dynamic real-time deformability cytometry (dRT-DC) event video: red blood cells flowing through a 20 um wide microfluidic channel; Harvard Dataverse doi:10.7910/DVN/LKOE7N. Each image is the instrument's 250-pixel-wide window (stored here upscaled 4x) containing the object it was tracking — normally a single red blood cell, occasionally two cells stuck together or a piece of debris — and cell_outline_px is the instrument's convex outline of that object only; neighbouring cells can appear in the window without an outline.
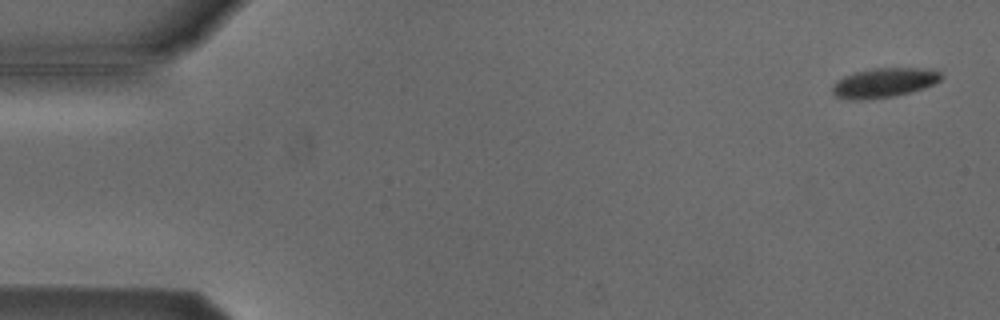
{"species": "Egyptian fruit bat (a non-hibernating species)", "species_latin": "Rousettus aegyptiacus", "temperature_condition": "cold", "stored_images_in_passage": 52, "camera_frame_rate_fps": 3000, "um_per_image_px": 0.085, "animal": {"sex": "male"}, "frame": {"image": 1, "passage_image": 2, "time_ms": 0.333, "image_size_px": [1000, 320], "cell_outline_px": [[944, 76], [940, 80], [924, 88], [892, 96], [860, 100], [848, 100], [836, 96], [832, 92], [832, 88], [836, 80], [844, 76], [856, 72], [872, 68], [932, 68], [940, 72]], "centroid_in_image_um": [75.14, 7.02], "position_along_channel_um": 9.9, "area_um2": 18.67}}
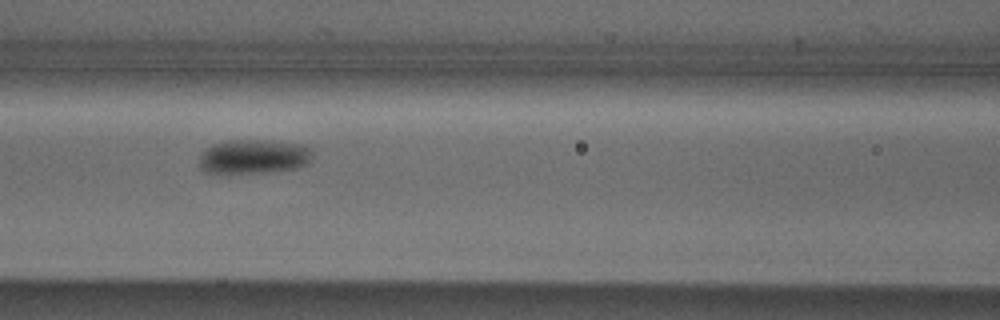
{"frame": {"image": 2, "passage_image": 23, "time_ms": 7.333, "image_size_px": [1000, 320], "cell_outline_px": [[312, 156], [304, 164], [296, 168], [264, 172], [204, 172], [200, 168], [200, 156], [204, 148], [212, 144], [224, 140], [272, 140], [308, 144], [312, 148]], "centroid_in_image_um": [21.57, 13.27], "position_along_channel_um": 145.0, "area_um2": 22.77}}
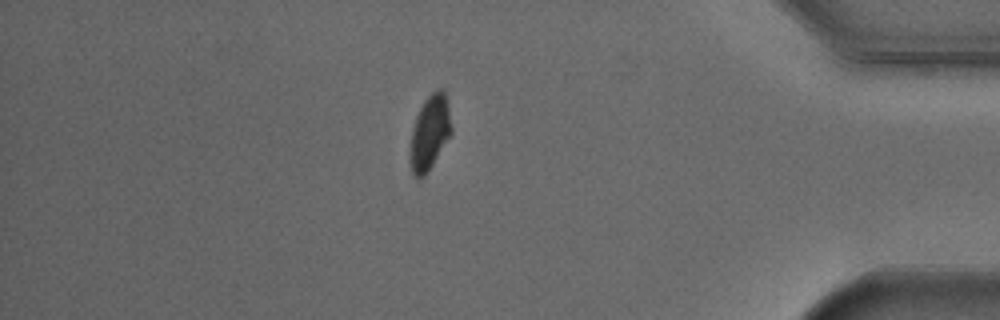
{"frame": {"image": 3, "passage_image": 46, "time_ms": 15.0, "image_size_px": [1000, 320], "cell_outline_px": [[452, 132], [432, 164], [424, 176], [412, 176], [408, 160], [412, 128], [416, 116], [424, 100], [436, 88], [444, 88], [452, 128]], "centroid_in_image_um": [36.49, 11.26], "position_along_channel_um": 398.7, "area_um2": 17.92}, "authors_computed_cell_mechanics": {"area_um2": 20.3745, "velocity_mm_per_s": 3.8152, "shape_relaxation_time_tau1_ms": 2.1127, "shape_relaxation_time_tau2_ms": null, "deformation_change_tau1": 0.0878, "deformation_change_tau2": null}}